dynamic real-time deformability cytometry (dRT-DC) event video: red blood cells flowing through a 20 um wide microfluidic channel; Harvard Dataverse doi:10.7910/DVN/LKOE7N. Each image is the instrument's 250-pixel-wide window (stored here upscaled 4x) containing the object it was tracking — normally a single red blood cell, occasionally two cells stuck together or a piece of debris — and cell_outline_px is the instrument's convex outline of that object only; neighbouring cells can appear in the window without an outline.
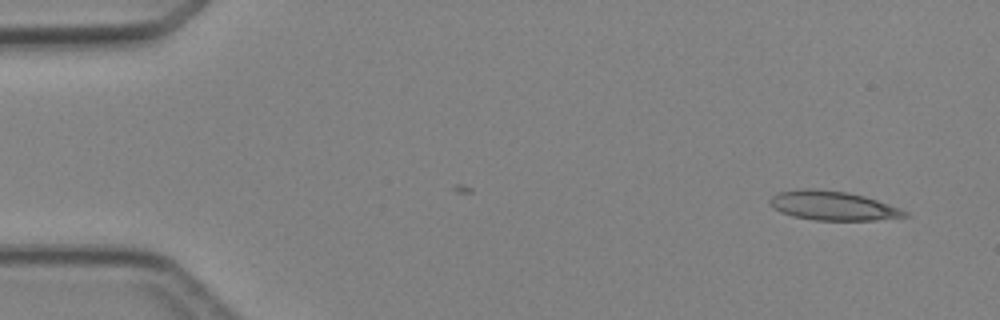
{"species": "Egyptian fruit bat (a non-hibernating species)", "species_latin": "Rousettus aegyptiacus", "temperature_condition": "cold", "stored_images_in_passage": 3, "camera_frame_rate_fps": 3000, "um_per_image_px": 0.085, "animal": {"sex": "female"}, "frame": {"image": 1, "passage_image": 3, "time_ms": 2.333, "image_size_px": [1000, 320], "cell_outline_px": [[912, 216], [876, 220], [816, 220], [792, 216], [780, 212], [768, 200], [772, 196], [780, 192], [804, 188], [812, 188], [844, 192], [864, 196], [900, 208], [908, 212]], "centroid_in_image_um": [70.83, 17.49], "position_along_channel_um": 14.2, "area_um2": 22.72}}